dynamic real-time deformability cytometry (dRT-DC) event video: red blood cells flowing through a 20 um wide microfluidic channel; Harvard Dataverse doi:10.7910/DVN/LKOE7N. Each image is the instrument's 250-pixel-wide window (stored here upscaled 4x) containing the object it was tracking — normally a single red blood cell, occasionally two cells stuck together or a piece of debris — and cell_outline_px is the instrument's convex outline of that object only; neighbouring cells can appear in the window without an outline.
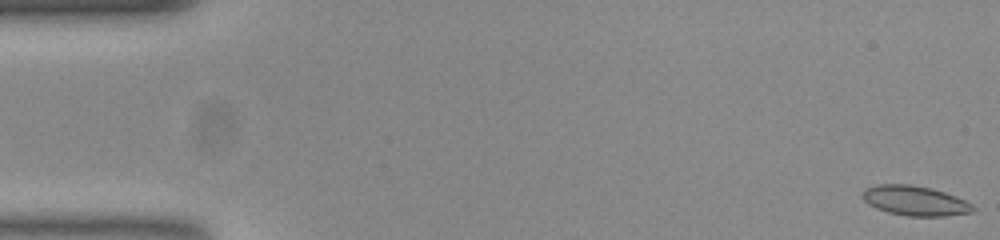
{"species": "common noctule bat (a hibernating species)", "species_latin": "Nyctalus noctula", "temperature_condition": "room temperature", "stored_images_in_passage": 55, "camera_frame_rate_fps": 3000, "um_per_image_px": 0.085, "animal": {"sex": "female", "body_mass_g": 23.0, "forearm_length_mm": 53.4}, "frame": {"image": 1, "passage_image": 1, "time_ms": 0.0, "image_size_px": [1000, 240], "cell_outline_px": [[976, 208], [972, 212], [944, 216], [908, 216], [888, 212], [876, 208], [868, 204], [860, 196], [860, 192], [864, 188], [876, 184], [912, 184], [932, 188], [956, 196], [972, 204]], "centroid_in_image_um": [77.73, 17.04], "position_along_channel_um": 7.3, "area_um2": 19.42}}
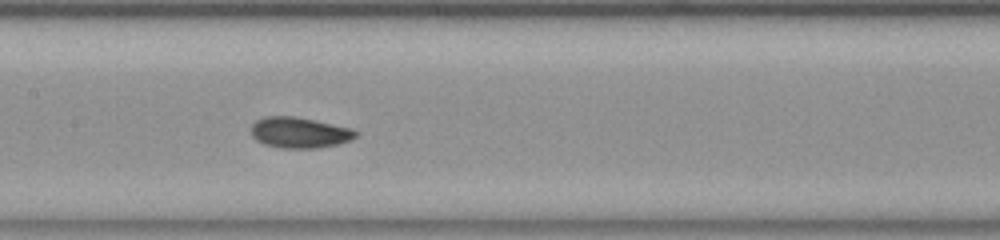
{"frame": {"image": 2, "passage_image": 26, "time_ms": 8.333, "image_size_px": [1000, 240], "cell_outline_px": [[360, 132], [356, 136], [348, 140], [336, 144], [320, 148], [280, 148], [264, 144], [256, 140], [252, 136], [252, 124], [256, 120], [264, 116], [292, 116], [352, 128]], "centroid_in_image_um": [25.43, 11.27], "position_along_channel_um": 182.0, "area_um2": 18.67}}
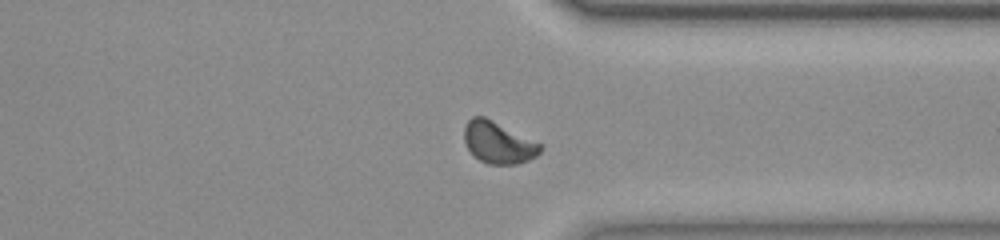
{"frame": {"image": 3, "passage_image": 41, "time_ms": 13.333, "image_size_px": [1000, 240], "cell_outline_px": [[544, 148], [536, 156], [528, 160], [516, 164], [488, 164], [480, 160], [468, 148], [464, 140], [464, 128], [468, 120], [472, 116], [484, 116], [540, 144]], "centroid_in_image_um": [42.34, 12.12], "position_along_channel_um": 369.1, "area_um2": 18.15}, "authors_computed_cell_mechanics": {"area_um2": 18.1492, "velocity_mm_per_s": 3.78, "shape_relaxation_time_tau1_ms": 2.7833, "shape_relaxation_time_tau2_ms": 2.1621, "deformation_change_tau1": 0.0832, "deformation_change_tau2": 0.0506}}